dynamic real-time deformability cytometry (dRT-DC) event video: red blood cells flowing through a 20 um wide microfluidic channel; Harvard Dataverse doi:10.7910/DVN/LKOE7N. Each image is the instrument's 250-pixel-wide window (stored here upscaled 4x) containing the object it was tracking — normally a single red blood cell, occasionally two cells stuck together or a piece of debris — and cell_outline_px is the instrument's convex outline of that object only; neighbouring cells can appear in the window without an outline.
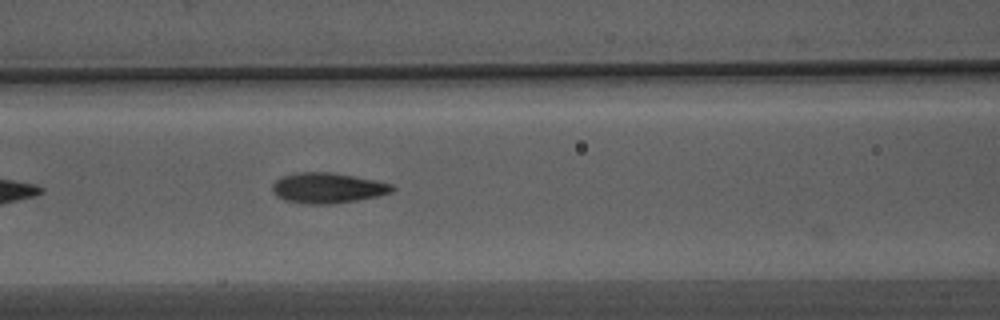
{"species": "Egyptian fruit bat (a non-hibernating species)", "species_latin": "Rousettus aegyptiacus", "temperature_condition": "warm", "stored_images_in_passage": 15, "camera_frame_rate_fps": 3000, "um_per_image_px": 0.085, "animal": {"sex": "male"}, "frame": {"image": 1, "passage_image": 12, "time_ms": 3.667, "image_size_px": [1000, 320], "cell_outline_px": [[396, 188], [392, 192], [376, 196], [356, 200], [332, 204], [304, 204], [284, 200], [276, 196], [272, 192], [272, 184], [280, 176], [296, 172], [332, 172], [392, 184]], "centroid_in_image_um": [27.78, 15.98], "position_along_channel_um": 138.8, "area_um2": 21.27}}